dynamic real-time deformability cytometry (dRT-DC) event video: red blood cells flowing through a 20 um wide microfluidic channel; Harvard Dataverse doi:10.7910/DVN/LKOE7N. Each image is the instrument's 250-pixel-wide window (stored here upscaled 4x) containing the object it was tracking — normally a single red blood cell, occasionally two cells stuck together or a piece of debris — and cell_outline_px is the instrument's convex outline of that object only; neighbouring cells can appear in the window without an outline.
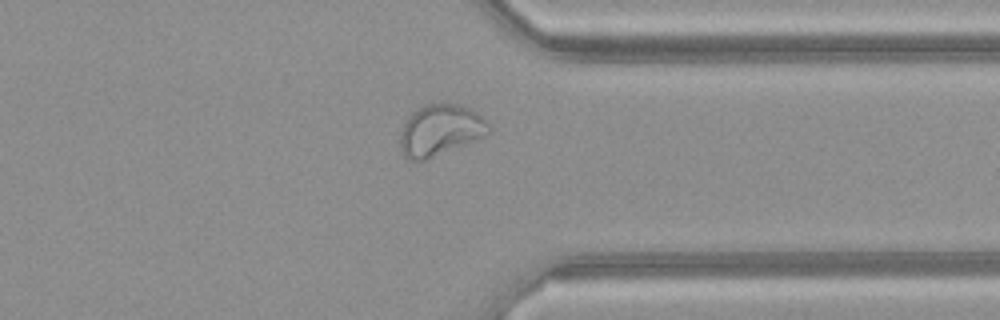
{"species": "common noctule bat (a hibernating species)", "species_latin": "Nyctalus noctula", "temperature_condition": "warm", "stored_images_in_passage": 42, "camera_frame_rate_fps": 3000, "um_per_image_px": 0.085, "animal": {"sex": "female", "body_mass_g": 21.9}, "frame": {"image": 1, "passage_image": 30, "time_ms": 9.667, "image_size_px": [1000, 320], "cell_outline_px": [[492, 132], [484, 136], [424, 160], [408, 160], [404, 156], [400, 148], [400, 132], [408, 116], [412, 112], [428, 104], [440, 100], [444, 100], [460, 104], [472, 108], [488, 120], [492, 128]], "centroid_in_image_um": [37.46, 11.0], "position_along_channel_um": 373.9, "area_um2": 26.93}, "authors_computed_cell_mechanics": {"area_um2": 27.3105, "velocity_mm_per_s": 4.1618, "shape_relaxation_time_tau1_ms": null, "shape_relaxation_time_tau2_ms": 1.5401, "deformation_change_tau1": null, "deformation_change_tau2": 0.0864}}